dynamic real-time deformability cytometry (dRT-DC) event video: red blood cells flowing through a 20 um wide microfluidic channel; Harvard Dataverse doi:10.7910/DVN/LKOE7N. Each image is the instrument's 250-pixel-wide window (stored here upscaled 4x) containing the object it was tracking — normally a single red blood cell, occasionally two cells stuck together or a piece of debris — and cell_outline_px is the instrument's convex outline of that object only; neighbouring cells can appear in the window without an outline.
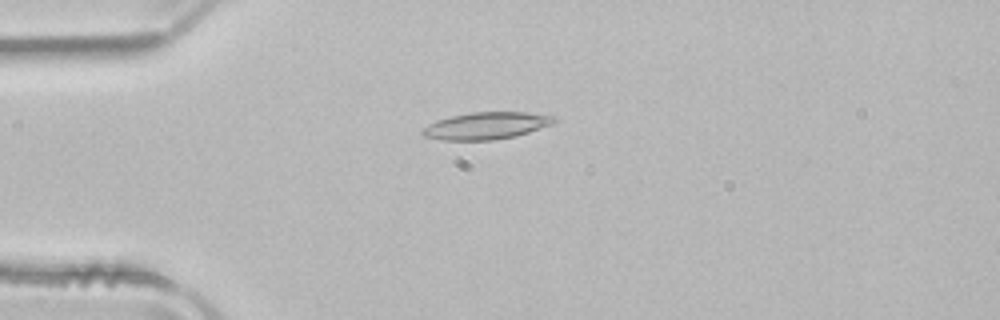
{"species": "common noctule bat (a hibernating species)", "species_latin": "Nyctalus noctula", "temperature_condition": "room temperature", "stored_images_in_passage": 51, "camera_frame_rate_fps": 3000, "um_per_image_px": 0.085, "animal": {"sex": "male", "body_mass_g": 21.5, "forearm_length_mm": 52.0}, "frame": {"image": 1, "passage_image": 13, "time_ms": 4.0, "image_size_px": [1000, 320], "cell_outline_px": [[556, 120], [552, 124], [528, 132], [496, 140], [440, 140], [424, 136], [420, 132], [420, 128], [436, 120], [468, 112], [524, 112], [556, 116]], "centroid_in_image_um": [41.27, 10.68], "position_along_channel_um": 43.7, "area_um2": 20.81}}
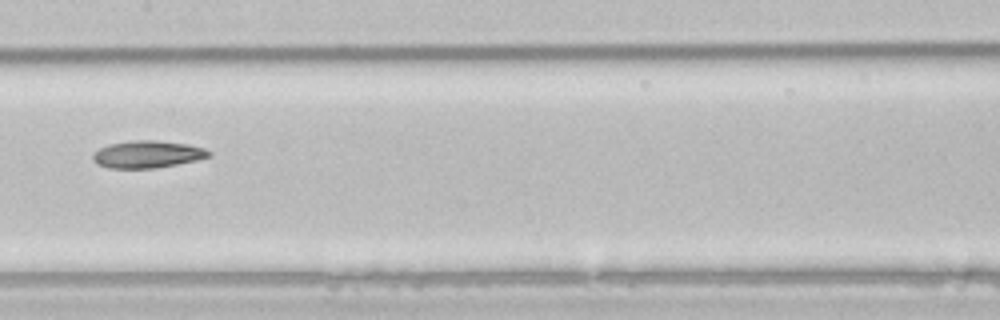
{"frame": {"image": 2, "passage_image": 26, "time_ms": 8.333, "image_size_px": [1000, 320], "cell_outline_px": [[212, 156], [196, 160], [156, 168], [108, 168], [96, 164], [92, 160], [92, 156], [100, 148], [108, 144], [132, 140], [156, 140], [188, 144], [204, 148], [212, 152]], "centroid_in_image_um": [12.53, 13.11], "position_along_channel_um": 194.9, "area_um2": 18.5}}
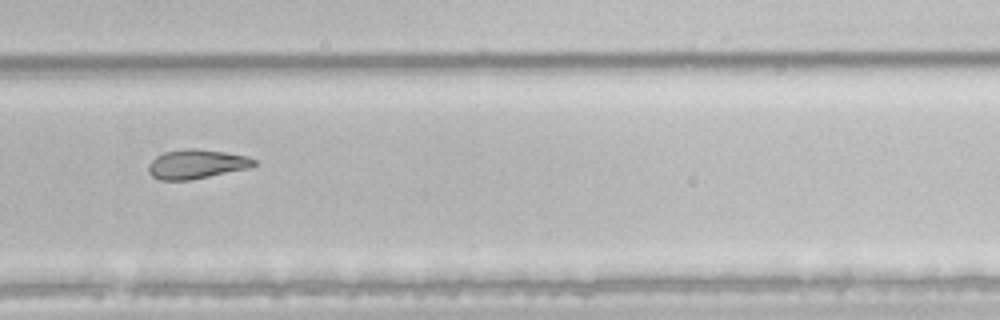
{"frame": {"image": 3, "passage_image": 35, "time_ms": 11.333, "image_size_px": [1000, 320], "cell_outline_px": [[256, 164], [248, 168], [188, 180], [160, 180], [152, 176], [148, 172], [148, 164], [156, 156], [164, 152], [184, 148], [196, 148], [224, 152], [248, 156], [256, 160]], "centroid_in_image_um": [16.67, 13.93], "position_along_channel_um": 313.1, "area_um2": 17.92}, "authors_computed_cell_mechanics": {"area_um2": 20.0566, "velocity_mm_per_s": 3.9623, "shape_relaxation_time_tau1_ms": null, "shape_relaxation_time_tau2_ms": 7.8553, "deformation_change_tau1": null, "deformation_change_tau2": 0.1646}}